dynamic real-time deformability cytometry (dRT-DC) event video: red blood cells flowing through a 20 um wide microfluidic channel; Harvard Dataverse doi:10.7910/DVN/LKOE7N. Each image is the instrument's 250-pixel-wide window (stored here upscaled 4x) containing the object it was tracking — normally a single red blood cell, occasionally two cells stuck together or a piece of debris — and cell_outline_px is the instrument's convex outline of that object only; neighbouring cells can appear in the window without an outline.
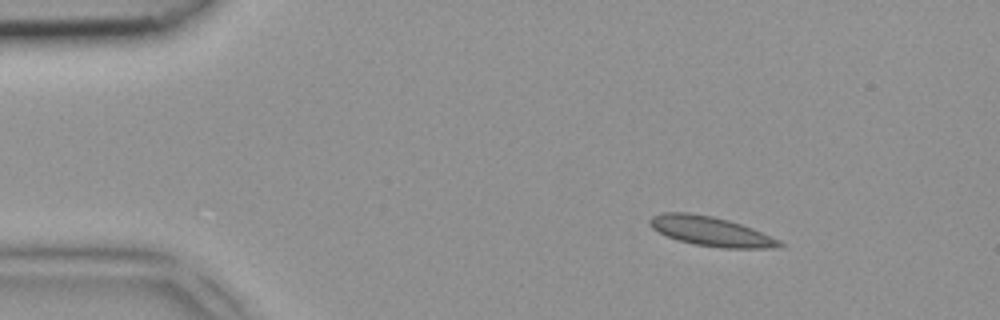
{"species": "common noctule bat (a hibernating species)", "species_latin": "Nyctalus noctula", "temperature_condition": "room temperature", "stored_images_in_passage": 2, "camera_frame_rate_fps": 3000, "um_per_image_px": 0.085, "animal": {"sex": "female", "body_mass_g": 18.4}, "frame": {"image": 1, "passage_image": 1, "time_ms": 0.0, "image_size_px": [1000, 320], "cell_outline_px": [[784, 244], [776, 248], [720, 248], [696, 244], [680, 240], [668, 236], [652, 228], [648, 224], [648, 220], [652, 216], [664, 212], [688, 212], [712, 216], [728, 220], [752, 228], [780, 240]], "centroid_in_image_um": [60.42, 19.65], "position_along_channel_um": 24.6, "area_um2": 22.08}}